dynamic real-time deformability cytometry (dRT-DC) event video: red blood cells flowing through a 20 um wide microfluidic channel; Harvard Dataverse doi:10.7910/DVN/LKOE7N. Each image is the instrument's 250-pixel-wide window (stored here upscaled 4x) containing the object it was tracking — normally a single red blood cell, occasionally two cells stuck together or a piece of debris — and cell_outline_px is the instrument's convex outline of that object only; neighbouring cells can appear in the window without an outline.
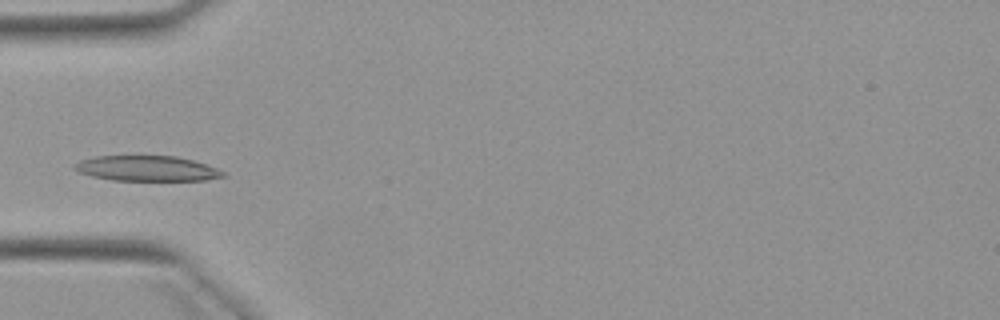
{"species": "Egyptian fruit bat (a non-hibernating species)", "species_latin": "Rousettus aegyptiacus", "temperature_condition": "warm", "stored_images_in_passage": 4, "camera_frame_rate_fps": 3000, "um_per_image_px": 0.085, "animal": {"sex": "female"}, "frame": {"image": 1, "passage_image": 3, "time_ms": 2.333, "image_size_px": [1000, 320], "cell_outline_px": [[228, 176], [208, 180], [112, 180], [92, 176], [80, 172], [72, 168], [72, 164], [80, 160], [96, 156], [176, 156], [192, 160], [216, 168], [224, 172]], "centroid_in_image_um": [12.47, 14.32], "position_along_channel_um": 72.5, "area_um2": 21.85}}
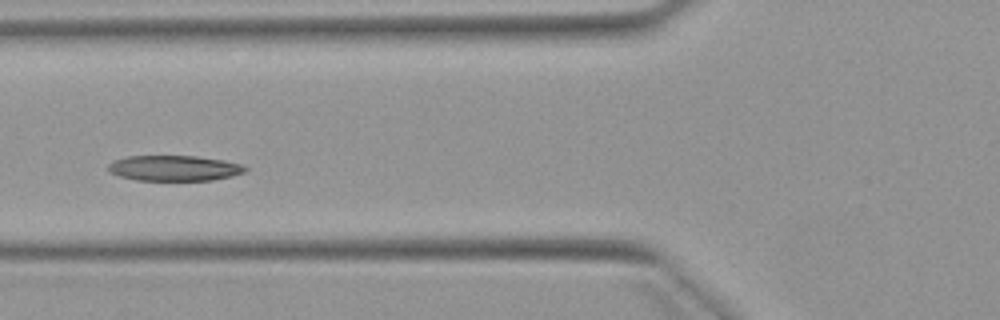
{"frame": {"image": 2, "passage_image": 4, "time_ms": 3.333, "image_size_px": [1000, 320], "cell_outline_px": [[248, 168], [244, 172], [232, 176], [212, 180], [136, 180], [120, 176], [108, 172], [108, 164], [112, 160], [128, 156], [196, 156], [224, 160], [240, 164]], "centroid_in_image_um": [14.78, 14.29], "position_along_channel_um": 111.0, "area_um2": 20.35}}